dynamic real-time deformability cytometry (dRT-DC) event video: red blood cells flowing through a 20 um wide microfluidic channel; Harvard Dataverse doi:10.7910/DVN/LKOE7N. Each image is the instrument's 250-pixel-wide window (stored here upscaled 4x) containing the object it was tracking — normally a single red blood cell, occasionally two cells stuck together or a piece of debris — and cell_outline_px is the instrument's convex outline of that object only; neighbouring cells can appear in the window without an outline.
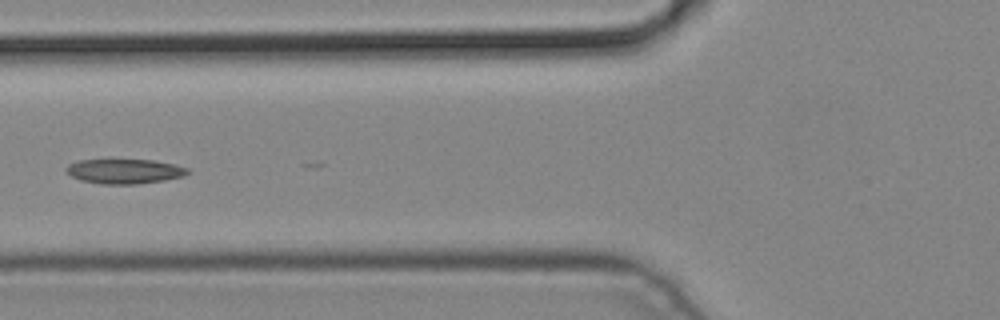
{"species": "common noctule bat (a hibernating species)", "species_latin": "Nyctalus noctula", "temperature_condition": "cold", "stored_images_in_passage": 2, "camera_frame_rate_fps": 3000, "um_per_image_px": 0.085, "animal": {"sex": "male", "body_mass_g": 19.2, "forearm_length_mm": 51.8}, "frame": {"image": 1, "passage_image": 2, "time_ms": 0.333, "image_size_px": [1000, 320], "cell_outline_px": [[192, 172], [184, 176], [164, 180], [136, 184], [100, 184], [80, 180], [72, 176], [64, 168], [68, 164], [80, 160], [152, 160], [176, 164], [188, 168]], "centroid_in_image_um": [10.62, 14.56], "position_along_channel_um": 115.2, "area_um2": 17.51}}